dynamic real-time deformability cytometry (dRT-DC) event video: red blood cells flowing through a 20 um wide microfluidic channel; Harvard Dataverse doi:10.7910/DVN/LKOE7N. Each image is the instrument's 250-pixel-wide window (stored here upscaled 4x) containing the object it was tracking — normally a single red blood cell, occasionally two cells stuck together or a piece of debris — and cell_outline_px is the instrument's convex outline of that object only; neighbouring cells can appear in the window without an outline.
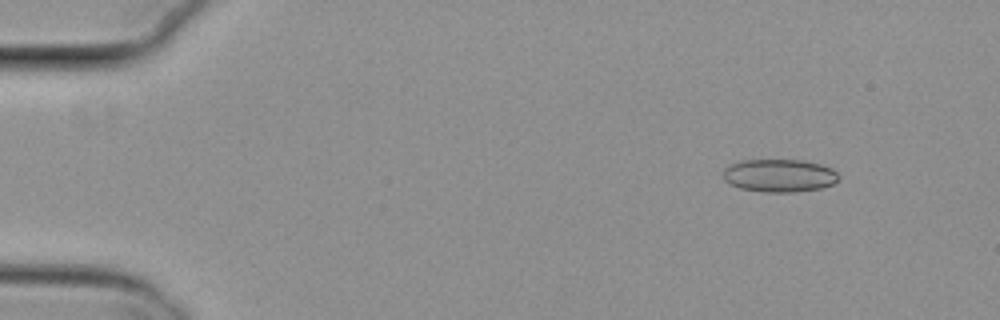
{"species": "common noctule bat (a hibernating species)", "species_latin": "Nyctalus noctula", "temperature_condition": "cold", "stored_images_in_passage": 10, "camera_frame_rate_fps": 3000, "um_per_image_px": 0.085, "animal": {"sex": "female", "body_mass_g": 29.2, "forearm_length_mm": 56.3}, "frame": {"image": 1, "passage_image": 2, "time_ms": 0.333, "image_size_px": [1000, 320], "cell_outline_px": [[840, 180], [832, 184], [820, 188], [792, 192], [764, 192], [740, 188], [724, 180], [724, 168], [728, 164], [740, 160], [804, 160], [820, 164], [832, 168], [840, 176]], "centroid_in_image_um": [66.25, 14.91], "position_along_channel_um": 18.7, "area_um2": 22.25}}